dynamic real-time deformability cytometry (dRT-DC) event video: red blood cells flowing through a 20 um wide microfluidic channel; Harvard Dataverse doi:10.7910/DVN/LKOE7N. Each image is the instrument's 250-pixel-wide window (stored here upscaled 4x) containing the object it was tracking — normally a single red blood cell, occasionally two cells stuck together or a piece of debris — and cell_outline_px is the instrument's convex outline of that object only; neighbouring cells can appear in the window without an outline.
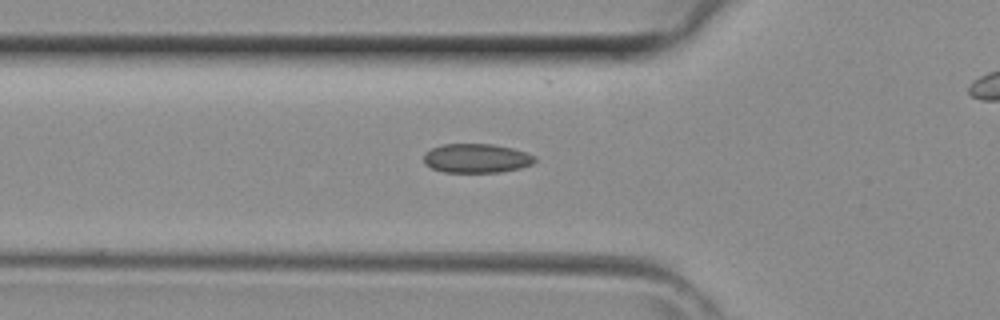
{"species": "common noctule bat (a hibernating species)", "species_latin": "Nyctalus noctula", "temperature_condition": "room temperature", "stored_images_in_passage": 30, "camera_frame_rate_fps": 3000, "um_per_image_px": 0.085, "animal": {"sex": "female", "body_mass_g": 29.2, "forearm_length_mm": 56.3}, "frame": {"image": 1, "passage_image": 8, "time_ms": 2.333, "image_size_px": [1000, 320], "cell_outline_px": [[536, 160], [532, 164], [520, 168], [500, 172], [444, 172], [432, 168], [424, 164], [424, 152], [432, 148], [444, 144], [492, 144], [512, 148], [536, 156]], "centroid_in_image_um": [40.49, 13.45], "position_along_channel_um": 85.3, "area_um2": 18.84}}
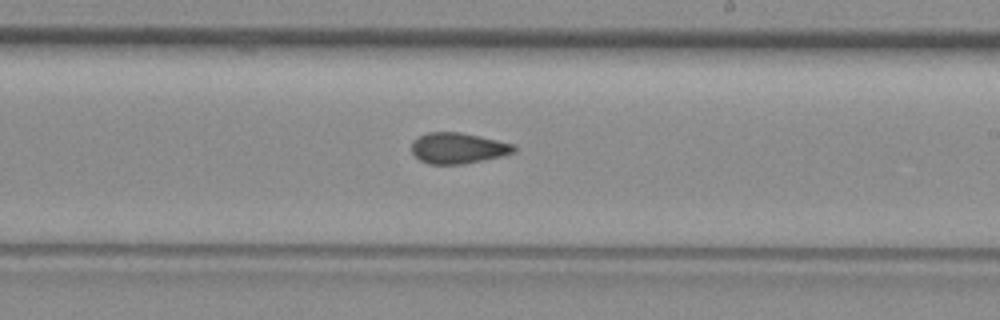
{"frame": {"image": 2, "passage_image": 18, "time_ms": 5.667, "image_size_px": [1000, 320], "cell_outline_px": [[516, 152], [484, 160], [464, 164], [428, 164], [420, 160], [412, 152], [412, 140], [428, 132], [460, 132], [480, 136], [512, 144], [516, 148]], "centroid_in_image_um": [38.91, 12.59], "position_along_channel_um": 250.1, "area_um2": 18.32}}
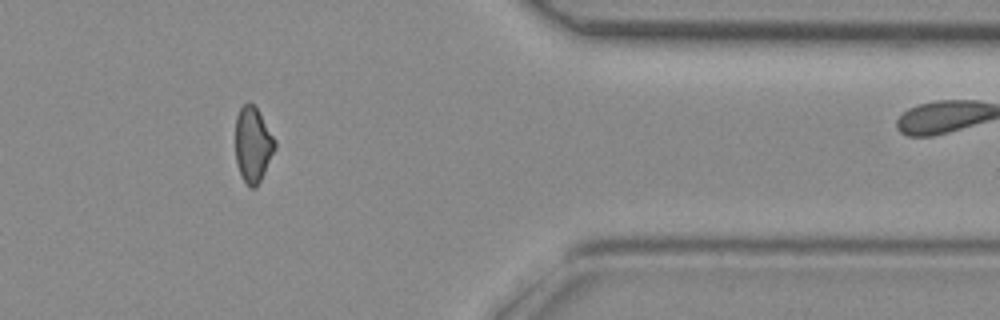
{"frame": {"image": 3, "passage_image": 28, "time_ms": 9.0, "image_size_px": [1000, 320], "cell_outline_px": [[276, 148], [256, 188], [252, 188], [240, 176], [236, 164], [236, 116], [240, 108], [248, 100], [256, 108], [276, 140]], "centroid_in_image_um": [21.49, 12.29], "position_along_channel_um": 389.9, "area_um2": 17.22}}